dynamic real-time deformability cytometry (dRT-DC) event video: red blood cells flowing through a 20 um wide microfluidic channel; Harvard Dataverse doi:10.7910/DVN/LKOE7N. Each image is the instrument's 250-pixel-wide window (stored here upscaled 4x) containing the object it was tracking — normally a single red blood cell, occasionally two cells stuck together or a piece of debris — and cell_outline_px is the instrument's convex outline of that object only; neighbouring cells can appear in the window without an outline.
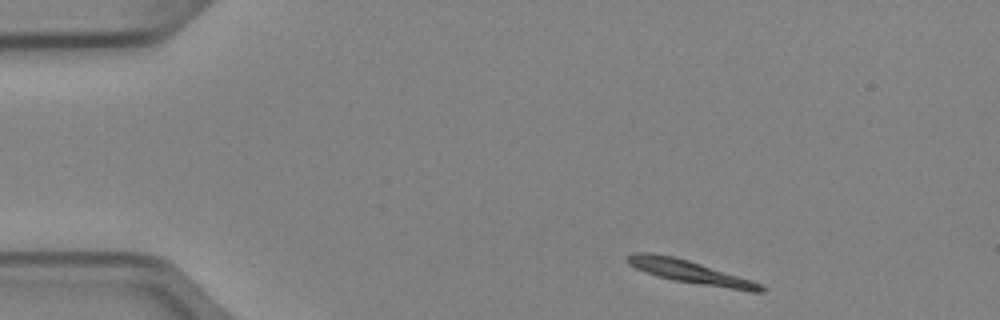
{"species": "Egyptian fruit bat (a non-hibernating species)", "species_latin": "Rousettus aegyptiacus", "temperature_condition": "cold", "stored_images_in_passage": 3, "camera_frame_rate_fps": 3000, "um_per_image_px": 0.085, "animal": {"sex": "female"}, "frame": {"image": 1, "passage_image": 1, "time_ms": 0.0, "image_size_px": [1000, 320], "cell_outline_px": [[764, 292], [748, 292], [672, 280], [656, 276], [636, 268], [628, 264], [624, 260], [624, 256], [632, 252], [652, 252], [672, 256], [688, 260], [752, 280], [760, 284], [764, 288]], "centroid_in_image_um": [58.6, 23.11], "position_along_channel_um": 26.4, "area_um2": 18.15}}